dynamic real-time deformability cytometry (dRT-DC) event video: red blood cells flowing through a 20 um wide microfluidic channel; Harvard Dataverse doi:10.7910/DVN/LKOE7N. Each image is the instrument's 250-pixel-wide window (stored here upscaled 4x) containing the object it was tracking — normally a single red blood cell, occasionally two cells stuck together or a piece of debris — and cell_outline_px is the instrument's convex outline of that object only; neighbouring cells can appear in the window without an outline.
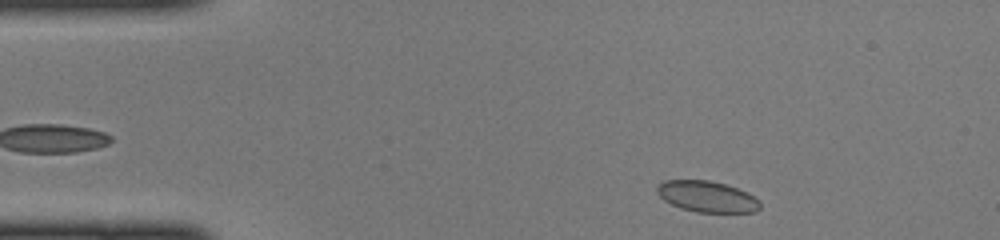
{"species": "common noctule bat (a hibernating species)", "species_latin": "Nyctalus noctula", "temperature_condition": "cold", "stored_images_in_passage": 41, "camera_frame_rate_fps": 3000, "um_per_image_px": 0.085, "animal": {"sex": "female", "body_mass_g": 22.0, "forearm_length_mm": 56.7}, "frame": {"image": 1, "passage_image": 1, "time_ms": 0.0, "image_size_px": [1000, 240], "cell_outline_px": [[760, 208], [756, 212], [696, 212], [680, 208], [664, 200], [656, 192], [656, 184], [664, 180], [708, 180], [724, 184], [748, 192], [760, 200]], "centroid_in_image_um": [60.08, 16.7], "position_along_channel_um": 24.9, "area_um2": 18.79}}
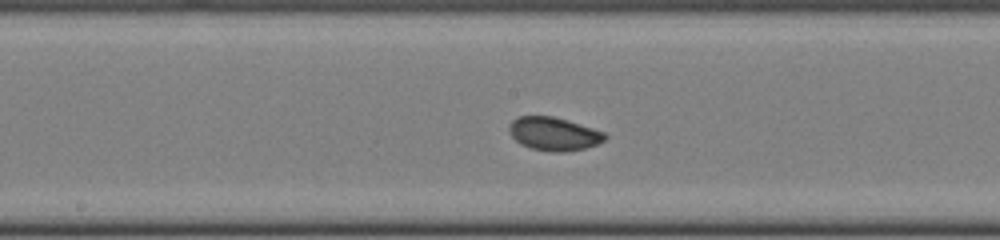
{"frame": {"image": 2, "passage_image": 18, "time_ms": 5.667, "image_size_px": [1000, 240], "cell_outline_px": [[608, 136], [604, 140], [596, 144], [584, 148], [564, 152], [552, 152], [532, 148], [520, 144], [512, 136], [508, 128], [508, 124], [512, 120], [520, 116], [552, 116], [568, 120], [604, 132]], "centroid_in_image_um": [47.06, 11.37], "position_along_channel_um": 201.1, "area_um2": 18.5}}
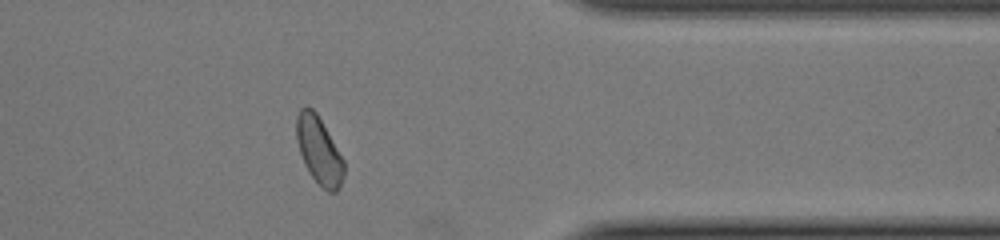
{"frame": {"image": 3, "passage_image": 32, "time_ms": 10.333, "image_size_px": [1000, 240], "cell_outline_px": [[344, 176], [340, 188], [336, 192], [328, 192], [312, 176], [300, 152], [296, 140], [296, 116], [300, 108], [308, 104], [316, 112], [344, 160]], "centroid_in_image_um": [27.12, 12.75], "position_along_channel_um": 384.3, "area_um2": 18.44}}